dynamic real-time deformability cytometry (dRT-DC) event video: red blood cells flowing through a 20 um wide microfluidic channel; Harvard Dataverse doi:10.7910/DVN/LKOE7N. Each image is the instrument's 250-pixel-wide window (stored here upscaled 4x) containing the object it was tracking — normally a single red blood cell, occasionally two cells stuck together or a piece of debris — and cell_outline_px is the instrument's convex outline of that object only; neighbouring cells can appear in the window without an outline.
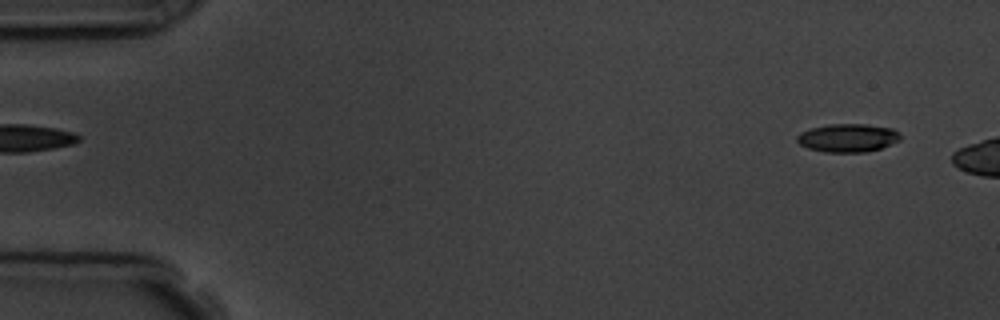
{"species": "common noctule bat (a hibernating species)", "species_latin": "Nyctalus noctula", "temperature_condition": "room temperature", "stored_images_in_passage": 5, "segment_of_instrument_passage": [2, 2], "camera_frame_rate_fps": 3000, "um_per_image_px": 0.085, "animal": {"sex": "male", "body_mass_g": 19.5, "forearm_length_mm": 54.6}, "frame": {"image": 1, "passage_image": 5, "time_ms": 5.333, "image_size_px": [1000, 320], "cell_outline_px": [[900, 140], [880, 148], [864, 152], [824, 152], [808, 148], [800, 144], [796, 140], [796, 136], [800, 132], [812, 128], [828, 124], [864, 124], [892, 128], [900, 132]], "centroid_in_image_um": [72.05, 11.71], "position_along_channel_um": 12.9, "area_um2": 16.99}}